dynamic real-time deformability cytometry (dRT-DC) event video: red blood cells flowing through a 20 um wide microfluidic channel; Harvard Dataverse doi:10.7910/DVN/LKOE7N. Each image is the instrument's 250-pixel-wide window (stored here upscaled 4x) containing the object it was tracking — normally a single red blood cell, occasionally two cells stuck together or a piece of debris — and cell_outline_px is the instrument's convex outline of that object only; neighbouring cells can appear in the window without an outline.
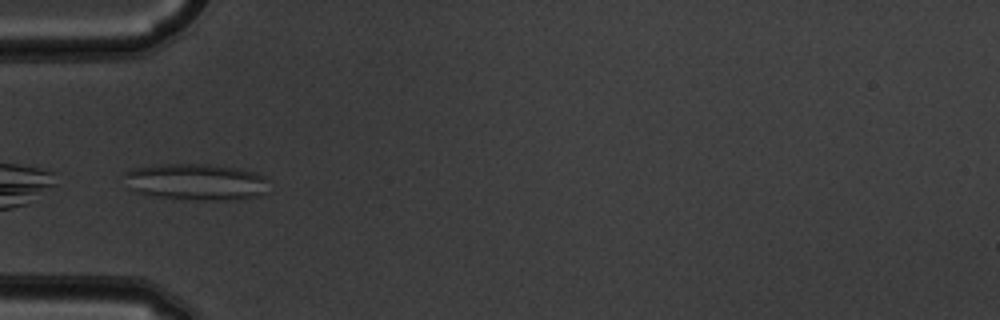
{"species": "common noctule bat (a hibernating species)", "species_latin": "Nyctalus noctula", "temperature_condition": "warm", "stored_images_in_passage": 35, "camera_frame_rate_fps": 3000, "um_per_image_px": 0.085, "animal": {"sex": "male", "body_mass_g": 19.5, "forearm_length_mm": 54.6}, "frame": {"image": 1, "passage_image": 1, "time_ms": 0.0, "image_size_px": [1000, 320], "cell_outline_px": [[268, 192], [260, 196], [240, 200], [200, 200], [160, 196], [136, 192], [128, 188], [124, 176], [124, 172], [132, 168], [160, 164], [208, 164], [240, 168], [264, 176]], "centroid_in_image_um": [16.68, 15.46], "position_along_channel_um": 68.3, "area_um2": 30.92}, "authors_computed_cell_mechanics": {"area_um2": 20.8658, "velocity_mm_per_s": 3.8358, "shape_relaxation_time_tau1_ms": null, "shape_relaxation_time_tau2_ms": 1.4536, "deformation_change_tau1": null, "deformation_change_tau2": 0.089}}